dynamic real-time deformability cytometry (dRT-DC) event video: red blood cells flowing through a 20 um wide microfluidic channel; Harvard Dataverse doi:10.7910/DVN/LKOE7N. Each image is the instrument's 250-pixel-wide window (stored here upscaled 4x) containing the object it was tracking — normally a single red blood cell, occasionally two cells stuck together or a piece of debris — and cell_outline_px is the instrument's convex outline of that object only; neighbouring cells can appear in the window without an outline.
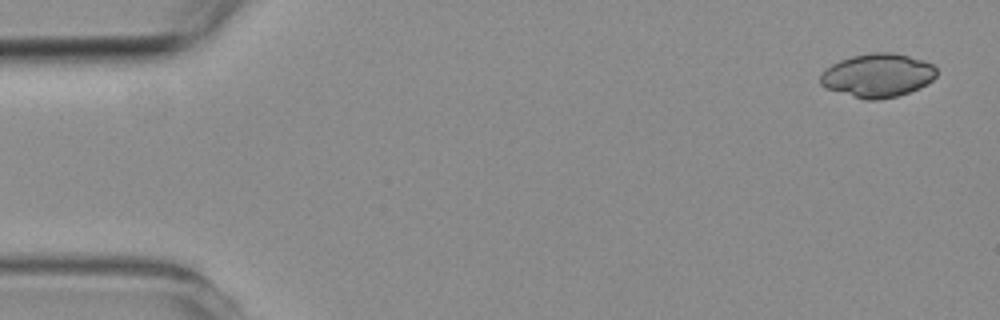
{"species": "common noctule bat (a hibernating species)", "species_latin": "Nyctalus noctula", "temperature_condition": "room temperature", "stored_images_in_passage": 5, "segment_of_instrument_passage": [1, 2], "camera_frame_rate_fps": 3000, "um_per_image_px": 0.085, "animal": {"sex": "female", "body_mass_g": 19.3, "forearm_length_mm": 54.1}, "frame": {"image": 1, "passage_image": 1, "time_ms": 0.0, "image_size_px": [1000, 320], "cell_outline_px": [[936, 76], [928, 84], [920, 88], [896, 96], [876, 100], [864, 100], [824, 88], [820, 84], [820, 76], [832, 64], [840, 60], [852, 56], [872, 52], [892, 52], [924, 60], [932, 64], [936, 68]], "centroid_in_image_um": [74.6, 6.41], "position_along_channel_um": 10.4, "area_um2": 29.59}}